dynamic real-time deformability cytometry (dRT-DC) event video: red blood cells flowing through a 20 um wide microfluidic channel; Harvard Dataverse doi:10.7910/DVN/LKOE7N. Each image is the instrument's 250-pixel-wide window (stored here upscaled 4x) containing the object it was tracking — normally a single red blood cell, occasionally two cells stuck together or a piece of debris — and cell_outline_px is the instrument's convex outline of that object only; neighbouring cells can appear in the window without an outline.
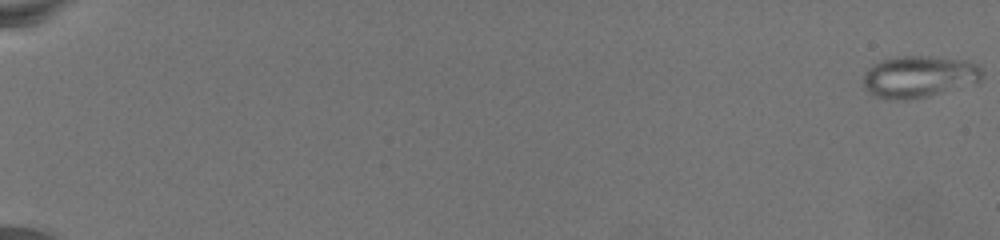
{"species": "common noctule bat (a hibernating species)", "species_latin": "Nyctalus noctula", "temperature_condition": "warm", "stored_images_in_passage": 80, "camera_frame_rate_fps": 3000, "um_per_image_px": 0.085, "animal": {"sex": "female", "body_mass_g": 19.5, "forearm_length_mm": 54.1}, "frame": {"image": 1, "passage_image": 1, "time_ms": 0.0, "image_size_px": [1000, 240], "cell_outline_px": [[984, 76], [976, 84], [928, 96], [908, 100], [896, 100], [876, 96], [868, 92], [864, 88], [864, 72], [872, 64], [896, 56], [932, 56], [964, 60], [980, 64], [984, 72]], "centroid_in_image_um": [78.17, 6.51], "position_along_channel_um": 6.8, "area_um2": 29.42}}
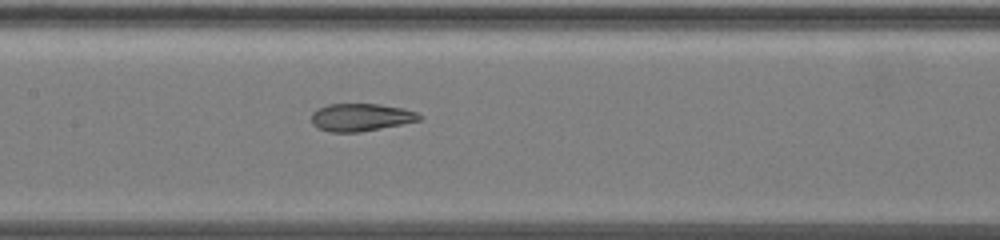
{"frame": {"image": 2, "passage_image": 44, "time_ms": 14.333, "image_size_px": [1000, 240], "cell_outline_px": [[424, 116], [420, 120], [360, 132], [328, 132], [316, 128], [312, 124], [312, 112], [316, 108], [328, 104], [380, 104], [404, 108], [416, 112]], "centroid_in_image_um": [30.64, 9.96], "position_along_channel_um": 176.8, "area_um2": 17.51}}
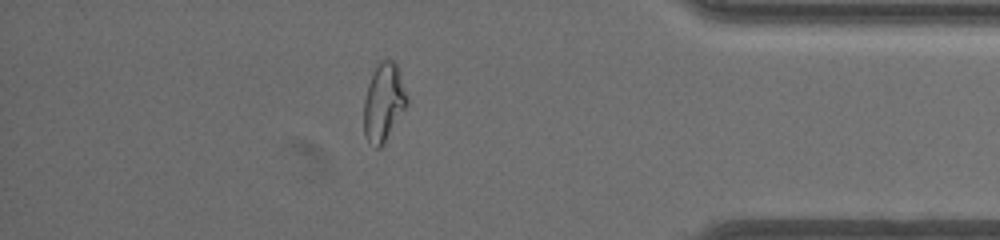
{"frame": {"image": 3, "passage_image": 71, "time_ms": 23.333, "image_size_px": [1000, 240], "cell_outline_px": [[408, 100], [404, 108], [384, 144], [380, 148], [376, 148], [368, 140], [364, 132], [364, 100], [368, 84], [376, 64], [380, 60], [392, 60], [396, 64], [400, 72], [408, 96]], "centroid_in_image_um": [32.6, 8.67], "position_along_channel_um": 402.6, "area_um2": 19.42}}